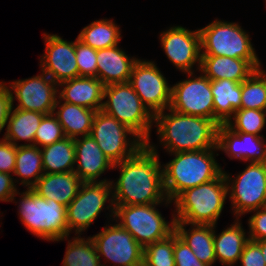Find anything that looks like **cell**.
<instances>
[{
	"instance_id": "6da1fadb",
	"label": "cell",
	"mask_w": 266,
	"mask_h": 266,
	"mask_svg": "<svg viewBox=\"0 0 266 266\" xmlns=\"http://www.w3.org/2000/svg\"><path fill=\"white\" fill-rule=\"evenodd\" d=\"M155 145L147 141L134 155L113 169L119 168L120 175L111 181L114 205H148L168 200L163 184L162 165ZM167 204V205H166Z\"/></svg>"
},
{
	"instance_id": "7a4b0ae2",
	"label": "cell",
	"mask_w": 266,
	"mask_h": 266,
	"mask_svg": "<svg viewBox=\"0 0 266 266\" xmlns=\"http://www.w3.org/2000/svg\"><path fill=\"white\" fill-rule=\"evenodd\" d=\"M157 113L154 121L166 152L179 153L217 148L219 124L212 119L182 114L171 108Z\"/></svg>"
},
{
	"instance_id": "3957f363",
	"label": "cell",
	"mask_w": 266,
	"mask_h": 266,
	"mask_svg": "<svg viewBox=\"0 0 266 266\" xmlns=\"http://www.w3.org/2000/svg\"><path fill=\"white\" fill-rule=\"evenodd\" d=\"M218 148L202 151L169 153L175 158L162 165L166 196L173 202L186 189L196 187L218 178L222 167L215 160Z\"/></svg>"
},
{
	"instance_id": "277c9868",
	"label": "cell",
	"mask_w": 266,
	"mask_h": 266,
	"mask_svg": "<svg viewBox=\"0 0 266 266\" xmlns=\"http://www.w3.org/2000/svg\"><path fill=\"white\" fill-rule=\"evenodd\" d=\"M227 196L223 173L212 181L186 189L173 201L175 222L216 225Z\"/></svg>"
},
{
	"instance_id": "5b68a950",
	"label": "cell",
	"mask_w": 266,
	"mask_h": 266,
	"mask_svg": "<svg viewBox=\"0 0 266 266\" xmlns=\"http://www.w3.org/2000/svg\"><path fill=\"white\" fill-rule=\"evenodd\" d=\"M19 200V219L34 236L46 241L68 239L66 207L55 200H46L27 189Z\"/></svg>"
},
{
	"instance_id": "8992f818",
	"label": "cell",
	"mask_w": 266,
	"mask_h": 266,
	"mask_svg": "<svg viewBox=\"0 0 266 266\" xmlns=\"http://www.w3.org/2000/svg\"><path fill=\"white\" fill-rule=\"evenodd\" d=\"M103 98L107 100L103 101L102 111L126 125L145 143L151 140L154 116L129 82L105 86Z\"/></svg>"
},
{
	"instance_id": "52a82bcc",
	"label": "cell",
	"mask_w": 266,
	"mask_h": 266,
	"mask_svg": "<svg viewBox=\"0 0 266 266\" xmlns=\"http://www.w3.org/2000/svg\"><path fill=\"white\" fill-rule=\"evenodd\" d=\"M159 204L114 205L113 220H116L144 248L175 232L174 214L171 222H167L156 208Z\"/></svg>"
},
{
	"instance_id": "ba28073f",
	"label": "cell",
	"mask_w": 266,
	"mask_h": 266,
	"mask_svg": "<svg viewBox=\"0 0 266 266\" xmlns=\"http://www.w3.org/2000/svg\"><path fill=\"white\" fill-rule=\"evenodd\" d=\"M201 56L259 60L249 34L236 22L214 20L199 29Z\"/></svg>"
},
{
	"instance_id": "9c48e42d",
	"label": "cell",
	"mask_w": 266,
	"mask_h": 266,
	"mask_svg": "<svg viewBox=\"0 0 266 266\" xmlns=\"http://www.w3.org/2000/svg\"><path fill=\"white\" fill-rule=\"evenodd\" d=\"M107 200L110 205L106 209H110L111 218L114 217L115 207L111 181L83 182L76 197L66 207L68 237L74 229L75 235H82L100 215Z\"/></svg>"
},
{
	"instance_id": "30bf717a",
	"label": "cell",
	"mask_w": 266,
	"mask_h": 266,
	"mask_svg": "<svg viewBox=\"0 0 266 266\" xmlns=\"http://www.w3.org/2000/svg\"><path fill=\"white\" fill-rule=\"evenodd\" d=\"M90 136L113 164L131 157L145 145L130 128L102 110L95 113Z\"/></svg>"
},
{
	"instance_id": "8fae6325",
	"label": "cell",
	"mask_w": 266,
	"mask_h": 266,
	"mask_svg": "<svg viewBox=\"0 0 266 266\" xmlns=\"http://www.w3.org/2000/svg\"><path fill=\"white\" fill-rule=\"evenodd\" d=\"M223 175L236 218L266 207V161L250 162L234 179L225 171Z\"/></svg>"
},
{
	"instance_id": "7c38bea8",
	"label": "cell",
	"mask_w": 266,
	"mask_h": 266,
	"mask_svg": "<svg viewBox=\"0 0 266 266\" xmlns=\"http://www.w3.org/2000/svg\"><path fill=\"white\" fill-rule=\"evenodd\" d=\"M129 83L153 116L170 107L172 86L154 61L138 59L133 65Z\"/></svg>"
},
{
	"instance_id": "4fadbf2b",
	"label": "cell",
	"mask_w": 266,
	"mask_h": 266,
	"mask_svg": "<svg viewBox=\"0 0 266 266\" xmlns=\"http://www.w3.org/2000/svg\"><path fill=\"white\" fill-rule=\"evenodd\" d=\"M186 74L189 75L188 79L172 86L169 108L182 114L214 120L211 80L202 72L200 76H196L194 72Z\"/></svg>"
},
{
	"instance_id": "5bb4252c",
	"label": "cell",
	"mask_w": 266,
	"mask_h": 266,
	"mask_svg": "<svg viewBox=\"0 0 266 266\" xmlns=\"http://www.w3.org/2000/svg\"><path fill=\"white\" fill-rule=\"evenodd\" d=\"M99 257L118 266L143 265L144 248L118 223L108 224L91 237Z\"/></svg>"
},
{
	"instance_id": "9a60e30c",
	"label": "cell",
	"mask_w": 266,
	"mask_h": 266,
	"mask_svg": "<svg viewBox=\"0 0 266 266\" xmlns=\"http://www.w3.org/2000/svg\"><path fill=\"white\" fill-rule=\"evenodd\" d=\"M57 86L58 84L43 71L42 74L31 78L9 83L12 101L18 100L17 109L37 111L45 115L52 114L54 111L59 90Z\"/></svg>"
},
{
	"instance_id": "2e32d148",
	"label": "cell",
	"mask_w": 266,
	"mask_h": 266,
	"mask_svg": "<svg viewBox=\"0 0 266 266\" xmlns=\"http://www.w3.org/2000/svg\"><path fill=\"white\" fill-rule=\"evenodd\" d=\"M160 41L166 56L171 63L184 73L194 72L201 67V45L198 30H189L182 26H172L160 33Z\"/></svg>"
},
{
	"instance_id": "e0dca14e",
	"label": "cell",
	"mask_w": 266,
	"mask_h": 266,
	"mask_svg": "<svg viewBox=\"0 0 266 266\" xmlns=\"http://www.w3.org/2000/svg\"><path fill=\"white\" fill-rule=\"evenodd\" d=\"M45 52L40 59L41 71L57 84L79 77L75 41H67L56 34H43Z\"/></svg>"
},
{
	"instance_id": "ac0fdd59",
	"label": "cell",
	"mask_w": 266,
	"mask_h": 266,
	"mask_svg": "<svg viewBox=\"0 0 266 266\" xmlns=\"http://www.w3.org/2000/svg\"><path fill=\"white\" fill-rule=\"evenodd\" d=\"M217 148L224 151L230 159L234 158L245 162L266 161L264 136L234 132L225 124L219 125Z\"/></svg>"
},
{
	"instance_id": "d6986e66",
	"label": "cell",
	"mask_w": 266,
	"mask_h": 266,
	"mask_svg": "<svg viewBox=\"0 0 266 266\" xmlns=\"http://www.w3.org/2000/svg\"><path fill=\"white\" fill-rule=\"evenodd\" d=\"M79 138L75 139L74 172L82 182H98L101 174L113 169L114 164L90 135Z\"/></svg>"
},
{
	"instance_id": "ffe728a7",
	"label": "cell",
	"mask_w": 266,
	"mask_h": 266,
	"mask_svg": "<svg viewBox=\"0 0 266 266\" xmlns=\"http://www.w3.org/2000/svg\"><path fill=\"white\" fill-rule=\"evenodd\" d=\"M61 101L83 106L91 110H102L105 85L95 77H77L58 84Z\"/></svg>"
},
{
	"instance_id": "44dd1931",
	"label": "cell",
	"mask_w": 266,
	"mask_h": 266,
	"mask_svg": "<svg viewBox=\"0 0 266 266\" xmlns=\"http://www.w3.org/2000/svg\"><path fill=\"white\" fill-rule=\"evenodd\" d=\"M260 60H245L227 56H201L200 71L210 80L227 79L242 83L256 69L262 68Z\"/></svg>"
},
{
	"instance_id": "7402d4cb",
	"label": "cell",
	"mask_w": 266,
	"mask_h": 266,
	"mask_svg": "<svg viewBox=\"0 0 266 266\" xmlns=\"http://www.w3.org/2000/svg\"><path fill=\"white\" fill-rule=\"evenodd\" d=\"M137 60L127 55L118 45L97 50V78L105 86L127 83Z\"/></svg>"
},
{
	"instance_id": "603a6c76",
	"label": "cell",
	"mask_w": 266,
	"mask_h": 266,
	"mask_svg": "<svg viewBox=\"0 0 266 266\" xmlns=\"http://www.w3.org/2000/svg\"><path fill=\"white\" fill-rule=\"evenodd\" d=\"M82 183L74 171L44 173L31 189L38 196L55 200L67 207L76 197Z\"/></svg>"
},
{
	"instance_id": "cb8c5ba5",
	"label": "cell",
	"mask_w": 266,
	"mask_h": 266,
	"mask_svg": "<svg viewBox=\"0 0 266 266\" xmlns=\"http://www.w3.org/2000/svg\"><path fill=\"white\" fill-rule=\"evenodd\" d=\"M187 225L185 222H175V233L201 262L212 266L216 262L213 242L216 225L191 224V229L186 230Z\"/></svg>"
},
{
	"instance_id": "d4e9b609",
	"label": "cell",
	"mask_w": 266,
	"mask_h": 266,
	"mask_svg": "<svg viewBox=\"0 0 266 266\" xmlns=\"http://www.w3.org/2000/svg\"><path fill=\"white\" fill-rule=\"evenodd\" d=\"M61 103L57 98L53 114L63 127L65 136L73 139L79 138V135L89 136L97 111L67 102Z\"/></svg>"
},
{
	"instance_id": "484cf974",
	"label": "cell",
	"mask_w": 266,
	"mask_h": 266,
	"mask_svg": "<svg viewBox=\"0 0 266 266\" xmlns=\"http://www.w3.org/2000/svg\"><path fill=\"white\" fill-rule=\"evenodd\" d=\"M240 222L239 218H236L231 226L218 235L214 230L216 261L218 260L224 266H234L239 261L245 244L249 241V236H246Z\"/></svg>"
},
{
	"instance_id": "4316f807",
	"label": "cell",
	"mask_w": 266,
	"mask_h": 266,
	"mask_svg": "<svg viewBox=\"0 0 266 266\" xmlns=\"http://www.w3.org/2000/svg\"><path fill=\"white\" fill-rule=\"evenodd\" d=\"M214 103V120L225 124L234 112L241 109V83L222 79L211 80Z\"/></svg>"
},
{
	"instance_id": "83f0119b",
	"label": "cell",
	"mask_w": 266,
	"mask_h": 266,
	"mask_svg": "<svg viewBox=\"0 0 266 266\" xmlns=\"http://www.w3.org/2000/svg\"><path fill=\"white\" fill-rule=\"evenodd\" d=\"M44 116L45 114L41 112L19 110L12 107L3 138L14 144L16 147L19 146L17 142L20 140L29 142V144H20V146L34 145L36 131Z\"/></svg>"
},
{
	"instance_id": "f1b7e54d",
	"label": "cell",
	"mask_w": 266,
	"mask_h": 266,
	"mask_svg": "<svg viewBox=\"0 0 266 266\" xmlns=\"http://www.w3.org/2000/svg\"><path fill=\"white\" fill-rule=\"evenodd\" d=\"M41 149L44 173H65L74 171L75 139L65 137Z\"/></svg>"
},
{
	"instance_id": "f546056e",
	"label": "cell",
	"mask_w": 266,
	"mask_h": 266,
	"mask_svg": "<svg viewBox=\"0 0 266 266\" xmlns=\"http://www.w3.org/2000/svg\"><path fill=\"white\" fill-rule=\"evenodd\" d=\"M21 182L20 185L31 189L44 174L41 149L38 146L16 147L15 170L13 172Z\"/></svg>"
},
{
	"instance_id": "4dcf8cb0",
	"label": "cell",
	"mask_w": 266,
	"mask_h": 266,
	"mask_svg": "<svg viewBox=\"0 0 266 266\" xmlns=\"http://www.w3.org/2000/svg\"><path fill=\"white\" fill-rule=\"evenodd\" d=\"M78 39L95 50H100L118 45L121 31L113 20L100 19L84 27Z\"/></svg>"
},
{
	"instance_id": "1f68e13d",
	"label": "cell",
	"mask_w": 266,
	"mask_h": 266,
	"mask_svg": "<svg viewBox=\"0 0 266 266\" xmlns=\"http://www.w3.org/2000/svg\"><path fill=\"white\" fill-rule=\"evenodd\" d=\"M68 241L62 266H102L91 236L86 239L78 235Z\"/></svg>"
},
{
	"instance_id": "d6a6232c",
	"label": "cell",
	"mask_w": 266,
	"mask_h": 266,
	"mask_svg": "<svg viewBox=\"0 0 266 266\" xmlns=\"http://www.w3.org/2000/svg\"><path fill=\"white\" fill-rule=\"evenodd\" d=\"M241 108L266 111V72L262 68L241 83Z\"/></svg>"
},
{
	"instance_id": "836d02e7",
	"label": "cell",
	"mask_w": 266,
	"mask_h": 266,
	"mask_svg": "<svg viewBox=\"0 0 266 266\" xmlns=\"http://www.w3.org/2000/svg\"><path fill=\"white\" fill-rule=\"evenodd\" d=\"M234 121V122H233ZM266 124V111L257 109H238L225 125L234 132L259 134Z\"/></svg>"
},
{
	"instance_id": "e575fe53",
	"label": "cell",
	"mask_w": 266,
	"mask_h": 266,
	"mask_svg": "<svg viewBox=\"0 0 266 266\" xmlns=\"http://www.w3.org/2000/svg\"><path fill=\"white\" fill-rule=\"evenodd\" d=\"M143 266H175L174 233L144 247Z\"/></svg>"
},
{
	"instance_id": "d590c367",
	"label": "cell",
	"mask_w": 266,
	"mask_h": 266,
	"mask_svg": "<svg viewBox=\"0 0 266 266\" xmlns=\"http://www.w3.org/2000/svg\"><path fill=\"white\" fill-rule=\"evenodd\" d=\"M65 133L63 127L59 123L57 117L52 113L45 115L38 127L35 137L34 146L40 148L53 144L57 141L64 139Z\"/></svg>"
},
{
	"instance_id": "8d00e7d4",
	"label": "cell",
	"mask_w": 266,
	"mask_h": 266,
	"mask_svg": "<svg viewBox=\"0 0 266 266\" xmlns=\"http://www.w3.org/2000/svg\"><path fill=\"white\" fill-rule=\"evenodd\" d=\"M75 51L79 77L97 78V50L84 44L77 37Z\"/></svg>"
},
{
	"instance_id": "74e56055",
	"label": "cell",
	"mask_w": 266,
	"mask_h": 266,
	"mask_svg": "<svg viewBox=\"0 0 266 266\" xmlns=\"http://www.w3.org/2000/svg\"><path fill=\"white\" fill-rule=\"evenodd\" d=\"M175 266H209L201 262L190 247L174 232Z\"/></svg>"
},
{
	"instance_id": "f35d334b",
	"label": "cell",
	"mask_w": 266,
	"mask_h": 266,
	"mask_svg": "<svg viewBox=\"0 0 266 266\" xmlns=\"http://www.w3.org/2000/svg\"><path fill=\"white\" fill-rule=\"evenodd\" d=\"M254 214L248 219L249 240H266V207L252 211Z\"/></svg>"
},
{
	"instance_id": "ab89813d",
	"label": "cell",
	"mask_w": 266,
	"mask_h": 266,
	"mask_svg": "<svg viewBox=\"0 0 266 266\" xmlns=\"http://www.w3.org/2000/svg\"><path fill=\"white\" fill-rule=\"evenodd\" d=\"M239 263L240 266H266L260 246L255 241L249 240L245 244Z\"/></svg>"
},
{
	"instance_id": "60d3db41",
	"label": "cell",
	"mask_w": 266,
	"mask_h": 266,
	"mask_svg": "<svg viewBox=\"0 0 266 266\" xmlns=\"http://www.w3.org/2000/svg\"><path fill=\"white\" fill-rule=\"evenodd\" d=\"M16 146L4 138L0 140V172L11 175L15 170Z\"/></svg>"
},
{
	"instance_id": "b9f144b4",
	"label": "cell",
	"mask_w": 266,
	"mask_h": 266,
	"mask_svg": "<svg viewBox=\"0 0 266 266\" xmlns=\"http://www.w3.org/2000/svg\"><path fill=\"white\" fill-rule=\"evenodd\" d=\"M12 93L5 82H0V132L3 130L14 106L12 101Z\"/></svg>"
},
{
	"instance_id": "7bdbcfd3",
	"label": "cell",
	"mask_w": 266,
	"mask_h": 266,
	"mask_svg": "<svg viewBox=\"0 0 266 266\" xmlns=\"http://www.w3.org/2000/svg\"><path fill=\"white\" fill-rule=\"evenodd\" d=\"M13 175L8 173L0 172V201L12 202L15 201V196L17 194V187L15 185L19 180L14 181Z\"/></svg>"
},
{
	"instance_id": "ee69618b",
	"label": "cell",
	"mask_w": 266,
	"mask_h": 266,
	"mask_svg": "<svg viewBox=\"0 0 266 266\" xmlns=\"http://www.w3.org/2000/svg\"><path fill=\"white\" fill-rule=\"evenodd\" d=\"M259 246H260V250L261 253L264 257V261L266 263V240H259V241H255Z\"/></svg>"
}]
</instances>
